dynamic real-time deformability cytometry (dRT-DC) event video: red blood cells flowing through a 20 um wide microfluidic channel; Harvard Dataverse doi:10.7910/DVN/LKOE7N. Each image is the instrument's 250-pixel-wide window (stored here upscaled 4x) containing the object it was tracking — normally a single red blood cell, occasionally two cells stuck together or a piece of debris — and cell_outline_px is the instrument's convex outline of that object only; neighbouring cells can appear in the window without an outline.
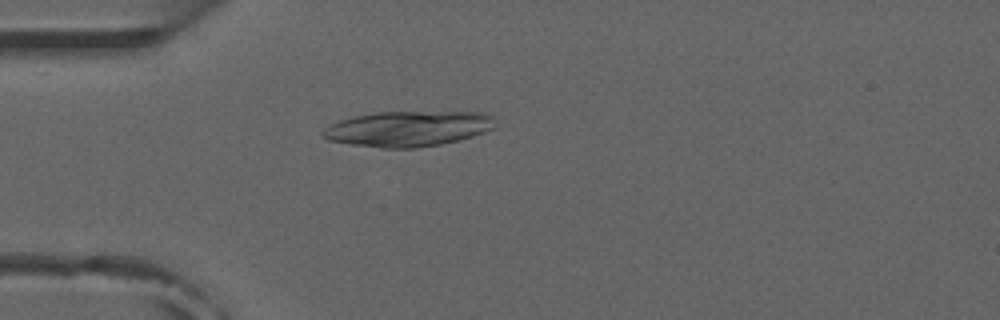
{"species": "common noctule bat (a hibernating species)", "species_latin": "Nyctalus noctula", "temperature_condition": "room temperature", "stored_images_in_passage": 28, "camera_frame_rate_fps": 3000, "um_per_image_px": 0.085, "animal": {"sex": "male", "forearm_length_mm": 52.5}, "frame": {"image": 1, "passage_image": 1, "time_ms": 0.0, "image_size_px": [1000, 320], "cell_outline_px": [[496, 124], [492, 128], [484, 132], [460, 140], [440, 144], [416, 148], [380, 148], [352, 144], [328, 140], [320, 136], [320, 132], [324, 128], [340, 120], [356, 116], [376, 112], [484, 112], [496, 116]], "centroid_in_image_um": [34.71, 10.94], "position_along_channel_um": 50.3, "area_um2": 35.72}}
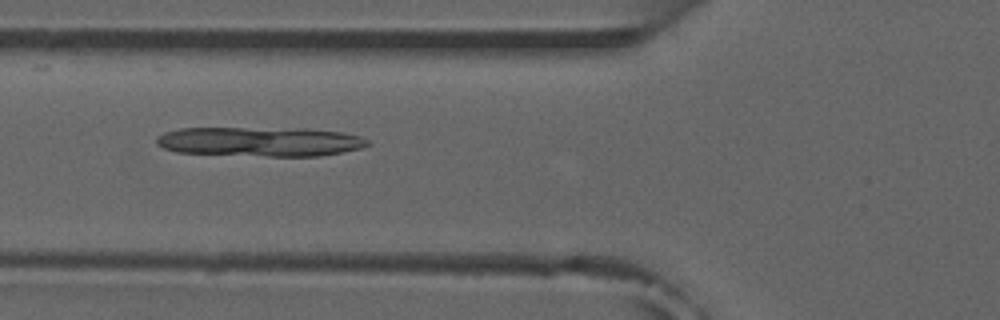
{"frame": {"image": 2, "passage_image": 6, "time_ms": 1.667, "image_size_px": [1000, 320], "cell_outline_px": [[372, 144], [360, 148], [320, 156], [268, 156], [176, 152], [164, 148], [156, 144], [156, 136], [164, 132], [180, 128], [304, 128], [344, 132], [360, 136], [368, 140]], "centroid_in_image_um": [22.11, 12.03], "position_along_channel_um": 103.7, "area_um2": 36.41}}
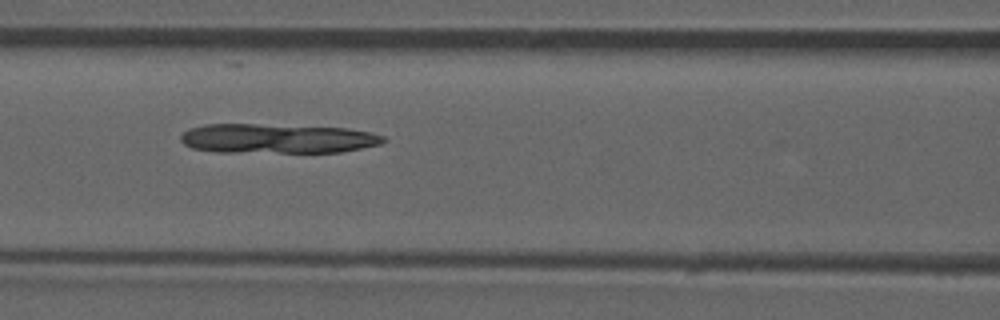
{"frame": {"image": 3, "passage_image": 9, "time_ms": 2.667, "image_size_px": [1000, 320], "cell_outline_px": [[388, 140], [380, 144], [340, 152], [216, 152], [192, 148], [184, 144], [180, 140], [180, 136], [188, 128], [204, 124], [256, 124], [348, 128], [372, 132], [384, 136]], "centroid_in_image_um": [23.55, 11.77], "position_along_channel_um": 143.0, "area_um2": 35.03}}